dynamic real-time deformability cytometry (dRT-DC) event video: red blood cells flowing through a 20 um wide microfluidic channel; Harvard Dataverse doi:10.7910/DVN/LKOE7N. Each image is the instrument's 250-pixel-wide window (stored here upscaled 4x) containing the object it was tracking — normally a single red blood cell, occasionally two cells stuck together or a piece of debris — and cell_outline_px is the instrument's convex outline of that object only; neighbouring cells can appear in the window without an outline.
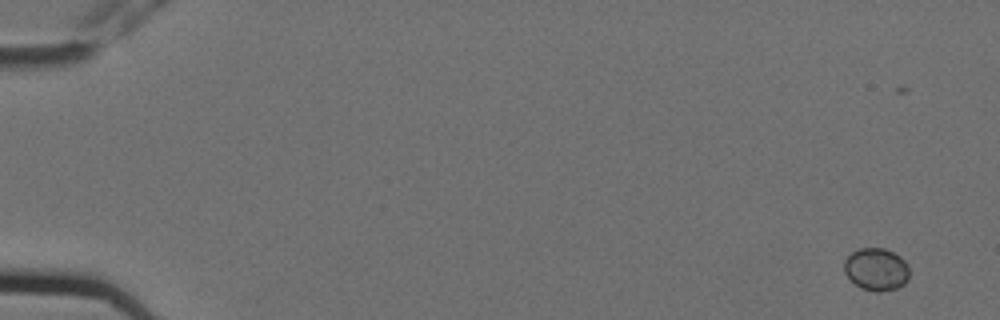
{"species": "Egyptian fruit bat (a non-hibernating species)", "species_latin": "Rousettus aegyptiacus", "temperature_condition": "cold", "stored_images_in_passage": 7, "camera_frame_rate_fps": 3000, "um_per_image_px": 0.085, "animal": {"sex": "female"}, "frame": {"image": 1, "passage_image": 1, "time_ms": 0.0, "image_size_px": [1000, 320], "cell_outline_px": [[908, 276], [904, 284], [896, 288], [880, 292], [876, 292], [864, 288], [856, 284], [844, 272], [844, 260], [852, 252], [860, 248], [884, 248], [900, 256], [904, 260], [908, 268]], "centroid_in_image_um": [74.48, 22.88], "position_along_channel_um": 10.5, "area_um2": 15.9}}
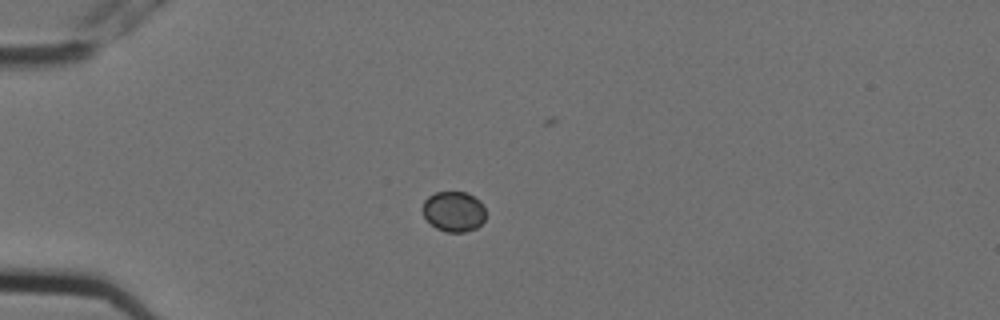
{"frame": {"image": 2, "passage_image": 5, "time_ms": 1.333, "image_size_px": [1000, 320], "cell_outline_px": [[484, 220], [476, 228], [464, 232], [448, 232], [436, 228], [424, 216], [420, 208], [424, 200], [428, 196], [436, 192], [468, 192], [480, 200], [484, 208]], "centroid_in_image_um": [38.54, 17.96], "position_along_channel_um": 46.5, "area_um2": 14.91}}